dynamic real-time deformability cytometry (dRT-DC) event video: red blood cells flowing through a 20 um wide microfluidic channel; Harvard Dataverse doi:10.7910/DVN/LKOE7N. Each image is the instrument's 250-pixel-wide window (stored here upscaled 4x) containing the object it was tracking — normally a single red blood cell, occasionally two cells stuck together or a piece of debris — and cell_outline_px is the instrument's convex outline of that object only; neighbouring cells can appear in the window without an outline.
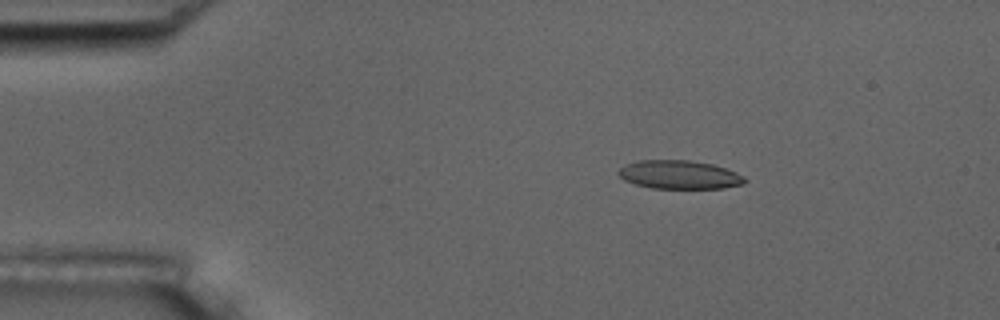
{"species": "common noctule bat (a hibernating species)", "species_latin": "Nyctalus noctula", "temperature_condition": "room temperature", "stored_images_in_passage": 5, "camera_frame_rate_fps": 3000, "um_per_image_px": 0.085, "animal": {"sex": "male", "body_mass_g": 17.5, "forearm_length_mm": 52.3}, "frame": {"image": 1, "passage_image": 3, "time_ms": 2.333, "image_size_px": [1000, 320], "cell_outline_px": [[748, 180], [744, 184], [724, 188], [652, 188], [636, 184], [624, 180], [616, 172], [624, 164], [640, 160], [688, 160], [712, 164], [736, 172], [744, 176]], "centroid_in_image_um": [57.75, 14.85], "position_along_channel_um": 27.3, "area_um2": 21.04}}